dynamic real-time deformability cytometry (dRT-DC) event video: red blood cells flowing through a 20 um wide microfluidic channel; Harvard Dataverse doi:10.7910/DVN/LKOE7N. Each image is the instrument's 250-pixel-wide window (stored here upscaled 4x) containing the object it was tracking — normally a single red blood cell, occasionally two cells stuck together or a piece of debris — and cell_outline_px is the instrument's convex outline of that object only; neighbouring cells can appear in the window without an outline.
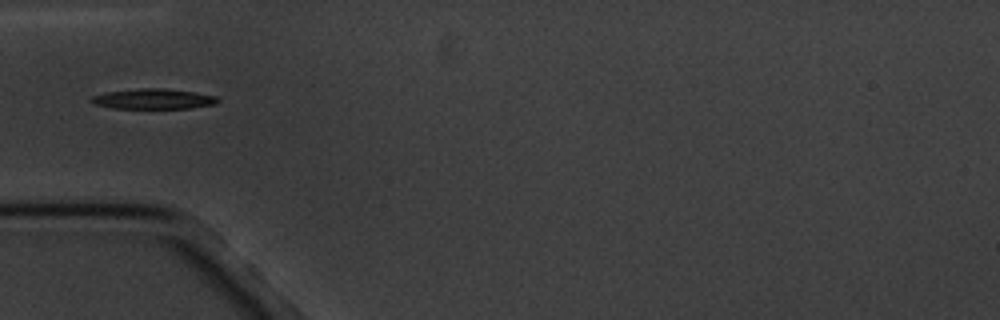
{"species": "common noctule bat (a hibernating species)", "species_latin": "Nyctalus noctula", "temperature_condition": "cold", "stored_images_in_passage": 4, "camera_frame_rate_fps": 3000, "um_per_image_px": 0.085, "animal": {"sex": "male", "body_mass_g": 20.1, "forearm_length_mm": 53.5}, "frame": {"image": 1, "passage_image": 3, "time_ms": 2.333, "image_size_px": [1000, 320], "cell_outline_px": [[220, 100], [216, 104], [192, 108], [112, 108], [92, 104], [88, 100], [92, 96], [108, 92], [136, 88], [164, 88], [192, 92], [216, 96]], "centroid_in_image_um": [13.01, 8.41], "position_along_channel_um": 72.0, "area_um2": 14.97}}
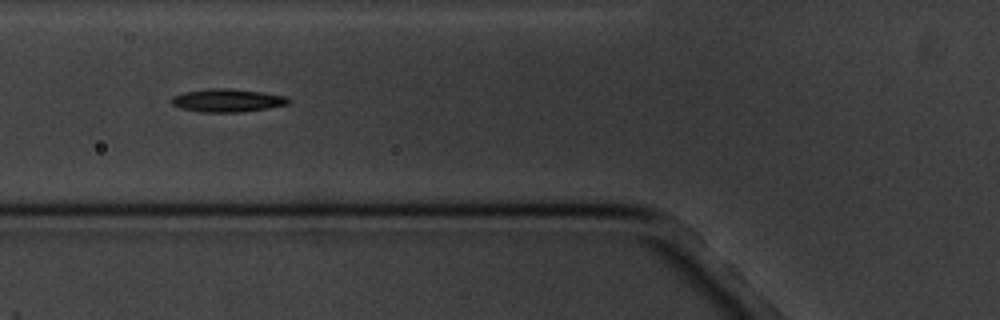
{"frame": {"image": 2, "passage_image": 4, "time_ms": 3.333, "image_size_px": [1000, 320], "cell_outline_px": [[292, 100], [288, 104], [268, 108], [240, 112], [204, 112], [180, 108], [172, 104], [168, 100], [172, 96], [184, 92], [212, 88], [228, 88], [260, 92], [288, 96]], "centroid_in_image_um": [19.32, 8.53], "position_along_channel_um": 106.5, "area_um2": 15.78}}